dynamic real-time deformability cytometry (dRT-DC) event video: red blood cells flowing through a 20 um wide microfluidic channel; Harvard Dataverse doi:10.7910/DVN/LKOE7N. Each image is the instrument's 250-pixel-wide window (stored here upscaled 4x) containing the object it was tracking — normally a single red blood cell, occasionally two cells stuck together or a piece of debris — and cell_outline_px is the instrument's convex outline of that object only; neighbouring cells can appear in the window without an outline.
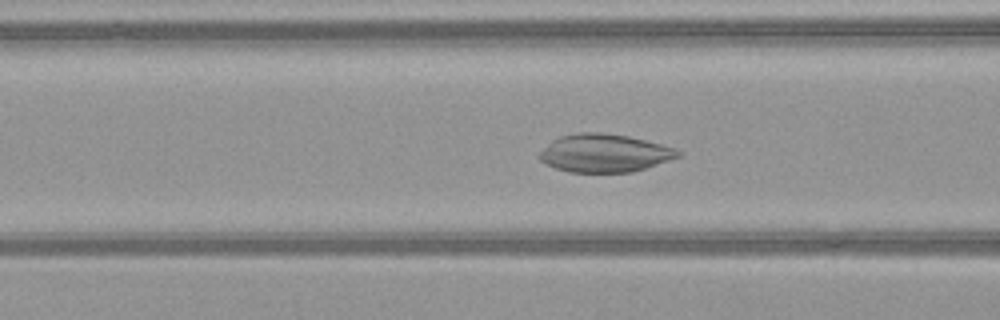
{"species": "common noctule bat (a hibernating species)", "species_latin": "Nyctalus noctula", "temperature_condition": "warm", "stored_images_in_passage": 50, "camera_frame_rate_fps": 3000, "um_per_image_px": 0.085, "animal": {"sex": "female", "body_mass_g": 21.9}, "frame": {"image": 1, "passage_image": 21, "time_ms": 6.667, "image_size_px": [1000, 320], "cell_outline_px": [[680, 156], [632, 172], [568, 172], [544, 164], [536, 156], [552, 140], [560, 136], [580, 132], [600, 132], [628, 136], [676, 148], [680, 152]], "centroid_in_image_um": [51.32, 13.01], "position_along_channel_um": 115.3, "area_um2": 30.58}}
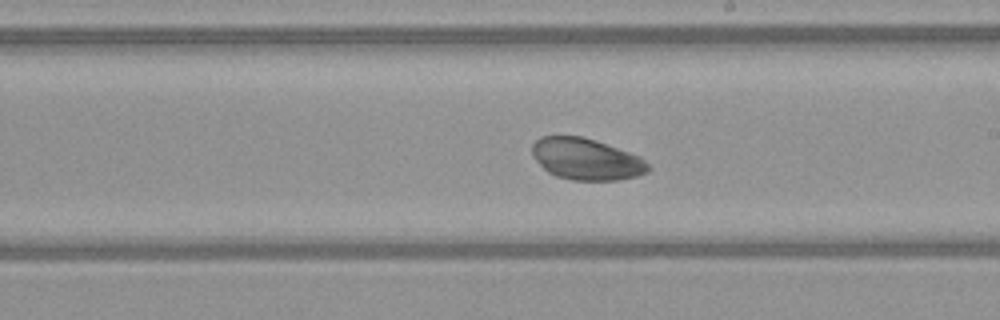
{"frame": {"image": 2, "passage_image": 30, "time_ms": 9.667, "image_size_px": [1000, 320], "cell_outline_px": [[652, 168], [648, 172], [636, 176], [616, 180], [572, 180], [556, 176], [548, 172], [532, 156], [532, 144], [540, 136], [580, 136], [596, 140], [640, 156]], "centroid_in_image_um": [49.83, 13.52], "position_along_channel_um": 239.2, "area_um2": 28.09}}
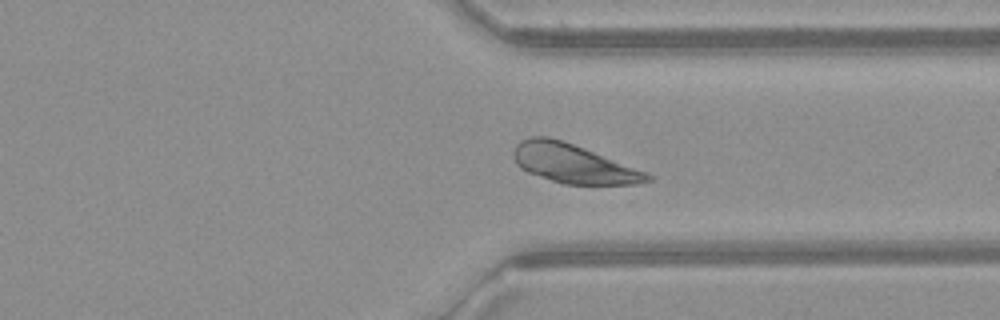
{"frame": {"image": 3, "passage_image": 39, "time_ms": 12.667, "image_size_px": [1000, 320], "cell_outline_px": [[652, 180], [636, 184], [564, 184], [528, 172], [520, 168], [516, 164], [512, 152], [516, 144], [520, 140], [532, 136], [548, 136], [584, 148], [648, 172], [652, 176]], "centroid_in_image_um": [48.71, 13.9], "position_along_channel_um": 362.7, "area_um2": 30.23}}